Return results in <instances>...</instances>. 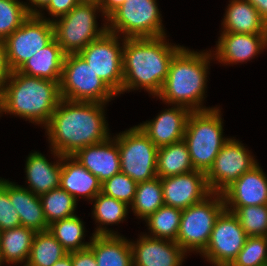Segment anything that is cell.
Segmentation results:
<instances>
[{"label": "cell", "instance_id": "obj_37", "mask_svg": "<svg viewBox=\"0 0 267 266\" xmlns=\"http://www.w3.org/2000/svg\"><path fill=\"white\" fill-rule=\"evenodd\" d=\"M230 266H267V237L247 236L244 247Z\"/></svg>", "mask_w": 267, "mask_h": 266}, {"label": "cell", "instance_id": "obj_9", "mask_svg": "<svg viewBox=\"0 0 267 266\" xmlns=\"http://www.w3.org/2000/svg\"><path fill=\"white\" fill-rule=\"evenodd\" d=\"M225 210L221 193L183 209L176 243L187 253L200 254L207 246L219 215Z\"/></svg>", "mask_w": 267, "mask_h": 266}, {"label": "cell", "instance_id": "obj_43", "mask_svg": "<svg viewBox=\"0 0 267 266\" xmlns=\"http://www.w3.org/2000/svg\"><path fill=\"white\" fill-rule=\"evenodd\" d=\"M125 0H100L98 3L104 17L107 19Z\"/></svg>", "mask_w": 267, "mask_h": 266}, {"label": "cell", "instance_id": "obj_48", "mask_svg": "<svg viewBox=\"0 0 267 266\" xmlns=\"http://www.w3.org/2000/svg\"><path fill=\"white\" fill-rule=\"evenodd\" d=\"M2 104H1V100H0V117L2 116Z\"/></svg>", "mask_w": 267, "mask_h": 266}, {"label": "cell", "instance_id": "obj_46", "mask_svg": "<svg viewBox=\"0 0 267 266\" xmlns=\"http://www.w3.org/2000/svg\"><path fill=\"white\" fill-rule=\"evenodd\" d=\"M53 266H73L71 259V252L58 260Z\"/></svg>", "mask_w": 267, "mask_h": 266}, {"label": "cell", "instance_id": "obj_25", "mask_svg": "<svg viewBox=\"0 0 267 266\" xmlns=\"http://www.w3.org/2000/svg\"><path fill=\"white\" fill-rule=\"evenodd\" d=\"M88 248L97 266H133L130 239L124 235H93Z\"/></svg>", "mask_w": 267, "mask_h": 266}, {"label": "cell", "instance_id": "obj_32", "mask_svg": "<svg viewBox=\"0 0 267 266\" xmlns=\"http://www.w3.org/2000/svg\"><path fill=\"white\" fill-rule=\"evenodd\" d=\"M182 210L163 205L144 220L149 230L145 235L176 242Z\"/></svg>", "mask_w": 267, "mask_h": 266}, {"label": "cell", "instance_id": "obj_36", "mask_svg": "<svg viewBox=\"0 0 267 266\" xmlns=\"http://www.w3.org/2000/svg\"><path fill=\"white\" fill-rule=\"evenodd\" d=\"M233 214L247 236L267 237V204L239 207Z\"/></svg>", "mask_w": 267, "mask_h": 266}, {"label": "cell", "instance_id": "obj_44", "mask_svg": "<svg viewBox=\"0 0 267 266\" xmlns=\"http://www.w3.org/2000/svg\"><path fill=\"white\" fill-rule=\"evenodd\" d=\"M26 1L27 2H25V5L30 15H38L50 2V0H26Z\"/></svg>", "mask_w": 267, "mask_h": 266}, {"label": "cell", "instance_id": "obj_45", "mask_svg": "<svg viewBox=\"0 0 267 266\" xmlns=\"http://www.w3.org/2000/svg\"><path fill=\"white\" fill-rule=\"evenodd\" d=\"M250 2L259 12V15L267 23V0H247Z\"/></svg>", "mask_w": 267, "mask_h": 266}, {"label": "cell", "instance_id": "obj_11", "mask_svg": "<svg viewBox=\"0 0 267 266\" xmlns=\"http://www.w3.org/2000/svg\"><path fill=\"white\" fill-rule=\"evenodd\" d=\"M124 38L106 31L79 54L91 69L118 96L122 94Z\"/></svg>", "mask_w": 267, "mask_h": 266}, {"label": "cell", "instance_id": "obj_24", "mask_svg": "<svg viewBox=\"0 0 267 266\" xmlns=\"http://www.w3.org/2000/svg\"><path fill=\"white\" fill-rule=\"evenodd\" d=\"M8 194L11 203L19 214L21 226L36 232L48 230L49 225L43 213L41 199L38 195L8 179Z\"/></svg>", "mask_w": 267, "mask_h": 266}, {"label": "cell", "instance_id": "obj_47", "mask_svg": "<svg viewBox=\"0 0 267 266\" xmlns=\"http://www.w3.org/2000/svg\"><path fill=\"white\" fill-rule=\"evenodd\" d=\"M82 1L95 2V3H99L100 2V0H82Z\"/></svg>", "mask_w": 267, "mask_h": 266}, {"label": "cell", "instance_id": "obj_16", "mask_svg": "<svg viewBox=\"0 0 267 266\" xmlns=\"http://www.w3.org/2000/svg\"><path fill=\"white\" fill-rule=\"evenodd\" d=\"M266 49L267 34L221 32L211 51L216 64L230 66L247 63Z\"/></svg>", "mask_w": 267, "mask_h": 266}, {"label": "cell", "instance_id": "obj_41", "mask_svg": "<svg viewBox=\"0 0 267 266\" xmlns=\"http://www.w3.org/2000/svg\"><path fill=\"white\" fill-rule=\"evenodd\" d=\"M71 259L73 266H97L95 256L89 248L71 252Z\"/></svg>", "mask_w": 267, "mask_h": 266}, {"label": "cell", "instance_id": "obj_3", "mask_svg": "<svg viewBox=\"0 0 267 266\" xmlns=\"http://www.w3.org/2000/svg\"><path fill=\"white\" fill-rule=\"evenodd\" d=\"M208 50L195 51L183 46L173 56L166 81L156 99L162 100L167 107L182 106L191 112L215 108L203 105L207 97L210 63L214 61L212 51Z\"/></svg>", "mask_w": 267, "mask_h": 266}, {"label": "cell", "instance_id": "obj_19", "mask_svg": "<svg viewBox=\"0 0 267 266\" xmlns=\"http://www.w3.org/2000/svg\"><path fill=\"white\" fill-rule=\"evenodd\" d=\"M190 113L185 107L172 105L137 126L159 148L183 140Z\"/></svg>", "mask_w": 267, "mask_h": 266}, {"label": "cell", "instance_id": "obj_20", "mask_svg": "<svg viewBox=\"0 0 267 266\" xmlns=\"http://www.w3.org/2000/svg\"><path fill=\"white\" fill-rule=\"evenodd\" d=\"M72 156L101 183L121 172L117 133L103 142L79 149Z\"/></svg>", "mask_w": 267, "mask_h": 266}, {"label": "cell", "instance_id": "obj_42", "mask_svg": "<svg viewBox=\"0 0 267 266\" xmlns=\"http://www.w3.org/2000/svg\"><path fill=\"white\" fill-rule=\"evenodd\" d=\"M11 69L8 65L6 47L4 41H0V92L11 75Z\"/></svg>", "mask_w": 267, "mask_h": 266}, {"label": "cell", "instance_id": "obj_29", "mask_svg": "<svg viewBox=\"0 0 267 266\" xmlns=\"http://www.w3.org/2000/svg\"><path fill=\"white\" fill-rule=\"evenodd\" d=\"M194 171L184 140L158 148L157 177L166 178Z\"/></svg>", "mask_w": 267, "mask_h": 266}, {"label": "cell", "instance_id": "obj_5", "mask_svg": "<svg viewBox=\"0 0 267 266\" xmlns=\"http://www.w3.org/2000/svg\"><path fill=\"white\" fill-rule=\"evenodd\" d=\"M220 106L191 112L184 133L194 170L207 173L215 157L230 137L224 136V118ZM223 118V119H222Z\"/></svg>", "mask_w": 267, "mask_h": 266}, {"label": "cell", "instance_id": "obj_17", "mask_svg": "<svg viewBox=\"0 0 267 266\" xmlns=\"http://www.w3.org/2000/svg\"><path fill=\"white\" fill-rule=\"evenodd\" d=\"M221 194L225 209L232 213L239 207L267 204V175L258 163Z\"/></svg>", "mask_w": 267, "mask_h": 266}, {"label": "cell", "instance_id": "obj_8", "mask_svg": "<svg viewBox=\"0 0 267 266\" xmlns=\"http://www.w3.org/2000/svg\"><path fill=\"white\" fill-rule=\"evenodd\" d=\"M59 86L68 101L109 103L117 97L79 53L65 55Z\"/></svg>", "mask_w": 267, "mask_h": 266}, {"label": "cell", "instance_id": "obj_35", "mask_svg": "<svg viewBox=\"0 0 267 266\" xmlns=\"http://www.w3.org/2000/svg\"><path fill=\"white\" fill-rule=\"evenodd\" d=\"M30 14L21 0H0V41L18 29Z\"/></svg>", "mask_w": 267, "mask_h": 266}, {"label": "cell", "instance_id": "obj_15", "mask_svg": "<svg viewBox=\"0 0 267 266\" xmlns=\"http://www.w3.org/2000/svg\"><path fill=\"white\" fill-rule=\"evenodd\" d=\"M164 205L186 209L202 202L212 192L206 182V173L194 170L161 178Z\"/></svg>", "mask_w": 267, "mask_h": 266}, {"label": "cell", "instance_id": "obj_38", "mask_svg": "<svg viewBox=\"0 0 267 266\" xmlns=\"http://www.w3.org/2000/svg\"><path fill=\"white\" fill-rule=\"evenodd\" d=\"M136 186L134 180L120 172L101 184V192L130 206L134 200Z\"/></svg>", "mask_w": 267, "mask_h": 266}, {"label": "cell", "instance_id": "obj_31", "mask_svg": "<svg viewBox=\"0 0 267 266\" xmlns=\"http://www.w3.org/2000/svg\"><path fill=\"white\" fill-rule=\"evenodd\" d=\"M164 205L161 178L137 183L134 200L130 209L136 219L145 220Z\"/></svg>", "mask_w": 267, "mask_h": 266}, {"label": "cell", "instance_id": "obj_40", "mask_svg": "<svg viewBox=\"0 0 267 266\" xmlns=\"http://www.w3.org/2000/svg\"><path fill=\"white\" fill-rule=\"evenodd\" d=\"M81 1L82 0H50L49 4L37 16L53 22L55 19L70 12ZM44 11L47 13L45 14ZM47 14L50 17L45 16Z\"/></svg>", "mask_w": 267, "mask_h": 266}, {"label": "cell", "instance_id": "obj_34", "mask_svg": "<svg viewBox=\"0 0 267 266\" xmlns=\"http://www.w3.org/2000/svg\"><path fill=\"white\" fill-rule=\"evenodd\" d=\"M47 224L71 217L76 214L78 202L61 187L54 188L40 196Z\"/></svg>", "mask_w": 267, "mask_h": 266}, {"label": "cell", "instance_id": "obj_13", "mask_svg": "<svg viewBox=\"0 0 267 266\" xmlns=\"http://www.w3.org/2000/svg\"><path fill=\"white\" fill-rule=\"evenodd\" d=\"M246 147L234 136L223 145L213 166L206 173V182L212 193H222L259 163L253 152Z\"/></svg>", "mask_w": 267, "mask_h": 266}, {"label": "cell", "instance_id": "obj_1", "mask_svg": "<svg viewBox=\"0 0 267 266\" xmlns=\"http://www.w3.org/2000/svg\"><path fill=\"white\" fill-rule=\"evenodd\" d=\"M107 104L61 99L43 128L49 149L62 156H72L79 149L103 142L113 135L105 117Z\"/></svg>", "mask_w": 267, "mask_h": 266}, {"label": "cell", "instance_id": "obj_12", "mask_svg": "<svg viewBox=\"0 0 267 266\" xmlns=\"http://www.w3.org/2000/svg\"><path fill=\"white\" fill-rule=\"evenodd\" d=\"M53 39V22L37 15H30L18 29L4 40L11 71L19 70L28 59Z\"/></svg>", "mask_w": 267, "mask_h": 266}, {"label": "cell", "instance_id": "obj_4", "mask_svg": "<svg viewBox=\"0 0 267 266\" xmlns=\"http://www.w3.org/2000/svg\"><path fill=\"white\" fill-rule=\"evenodd\" d=\"M59 83L12 71L0 92L2 114L45 127L61 100Z\"/></svg>", "mask_w": 267, "mask_h": 266}, {"label": "cell", "instance_id": "obj_7", "mask_svg": "<svg viewBox=\"0 0 267 266\" xmlns=\"http://www.w3.org/2000/svg\"><path fill=\"white\" fill-rule=\"evenodd\" d=\"M162 22L157 0H125L107 18V31L122 38H156L167 35Z\"/></svg>", "mask_w": 267, "mask_h": 266}, {"label": "cell", "instance_id": "obj_10", "mask_svg": "<svg viewBox=\"0 0 267 266\" xmlns=\"http://www.w3.org/2000/svg\"><path fill=\"white\" fill-rule=\"evenodd\" d=\"M121 173L136 183L157 177L158 147L137 126L117 134Z\"/></svg>", "mask_w": 267, "mask_h": 266}, {"label": "cell", "instance_id": "obj_22", "mask_svg": "<svg viewBox=\"0 0 267 266\" xmlns=\"http://www.w3.org/2000/svg\"><path fill=\"white\" fill-rule=\"evenodd\" d=\"M101 182L73 156H62L60 187L78 202L89 201L101 192ZM79 199V200H78Z\"/></svg>", "mask_w": 267, "mask_h": 266}, {"label": "cell", "instance_id": "obj_30", "mask_svg": "<svg viewBox=\"0 0 267 266\" xmlns=\"http://www.w3.org/2000/svg\"><path fill=\"white\" fill-rule=\"evenodd\" d=\"M84 223L78 215H73L51 223L48 230L63 248L70 253L87 249L91 243L93 235L90 237L89 242L85 241V233L87 231Z\"/></svg>", "mask_w": 267, "mask_h": 266}, {"label": "cell", "instance_id": "obj_14", "mask_svg": "<svg viewBox=\"0 0 267 266\" xmlns=\"http://www.w3.org/2000/svg\"><path fill=\"white\" fill-rule=\"evenodd\" d=\"M246 238L238 218L225 209L215 222L206 248L199 255L212 266H230L244 247Z\"/></svg>", "mask_w": 267, "mask_h": 266}, {"label": "cell", "instance_id": "obj_39", "mask_svg": "<svg viewBox=\"0 0 267 266\" xmlns=\"http://www.w3.org/2000/svg\"><path fill=\"white\" fill-rule=\"evenodd\" d=\"M21 226L19 214L8 194V179L0 177V232Z\"/></svg>", "mask_w": 267, "mask_h": 266}, {"label": "cell", "instance_id": "obj_33", "mask_svg": "<svg viewBox=\"0 0 267 266\" xmlns=\"http://www.w3.org/2000/svg\"><path fill=\"white\" fill-rule=\"evenodd\" d=\"M68 252L49 232L40 231L35 234L28 260L29 266H53Z\"/></svg>", "mask_w": 267, "mask_h": 266}, {"label": "cell", "instance_id": "obj_27", "mask_svg": "<svg viewBox=\"0 0 267 266\" xmlns=\"http://www.w3.org/2000/svg\"><path fill=\"white\" fill-rule=\"evenodd\" d=\"M36 233L24 226L1 231L0 266L26 264Z\"/></svg>", "mask_w": 267, "mask_h": 266}, {"label": "cell", "instance_id": "obj_2", "mask_svg": "<svg viewBox=\"0 0 267 266\" xmlns=\"http://www.w3.org/2000/svg\"><path fill=\"white\" fill-rule=\"evenodd\" d=\"M156 38H124L122 94L144 89L154 98L166 81L173 56L183 47Z\"/></svg>", "mask_w": 267, "mask_h": 266}, {"label": "cell", "instance_id": "obj_18", "mask_svg": "<svg viewBox=\"0 0 267 266\" xmlns=\"http://www.w3.org/2000/svg\"><path fill=\"white\" fill-rule=\"evenodd\" d=\"M130 240L133 266H182L187 253L174 241L152 238L140 233Z\"/></svg>", "mask_w": 267, "mask_h": 266}, {"label": "cell", "instance_id": "obj_6", "mask_svg": "<svg viewBox=\"0 0 267 266\" xmlns=\"http://www.w3.org/2000/svg\"><path fill=\"white\" fill-rule=\"evenodd\" d=\"M97 14H101V18L104 19L100 27ZM53 26L54 38L63 52L72 54L79 53L107 31V19L98 3L81 1L70 12L55 19Z\"/></svg>", "mask_w": 267, "mask_h": 266}, {"label": "cell", "instance_id": "obj_26", "mask_svg": "<svg viewBox=\"0 0 267 266\" xmlns=\"http://www.w3.org/2000/svg\"><path fill=\"white\" fill-rule=\"evenodd\" d=\"M65 55L54 38L28 59L18 71L32 77L60 81Z\"/></svg>", "mask_w": 267, "mask_h": 266}, {"label": "cell", "instance_id": "obj_21", "mask_svg": "<svg viewBox=\"0 0 267 266\" xmlns=\"http://www.w3.org/2000/svg\"><path fill=\"white\" fill-rule=\"evenodd\" d=\"M49 150L55 161L50 162L45 155L35 150L29 153L25 161V182L28 184L25 188L38 196L60 187L62 155L53 149Z\"/></svg>", "mask_w": 267, "mask_h": 266}, {"label": "cell", "instance_id": "obj_28", "mask_svg": "<svg viewBox=\"0 0 267 266\" xmlns=\"http://www.w3.org/2000/svg\"><path fill=\"white\" fill-rule=\"evenodd\" d=\"M90 204H93L92 218L97 223L92 235H119L118 230L114 231L108 225L123 223L128 217L130 206L102 192Z\"/></svg>", "mask_w": 267, "mask_h": 266}, {"label": "cell", "instance_id": "obj_23", "mask_svg": "<svg viewBox=\"0 0 267 266\" xmlns=\"http://www.w3.org/2000/svg\"><path fill=\"white\" fill-rule=\"evenodd\" d=\"M221 23V32L267 34V23L247 0H229Z\"/></svg>", "mask_w": 267, "mask_h": 266}]
</instances>
